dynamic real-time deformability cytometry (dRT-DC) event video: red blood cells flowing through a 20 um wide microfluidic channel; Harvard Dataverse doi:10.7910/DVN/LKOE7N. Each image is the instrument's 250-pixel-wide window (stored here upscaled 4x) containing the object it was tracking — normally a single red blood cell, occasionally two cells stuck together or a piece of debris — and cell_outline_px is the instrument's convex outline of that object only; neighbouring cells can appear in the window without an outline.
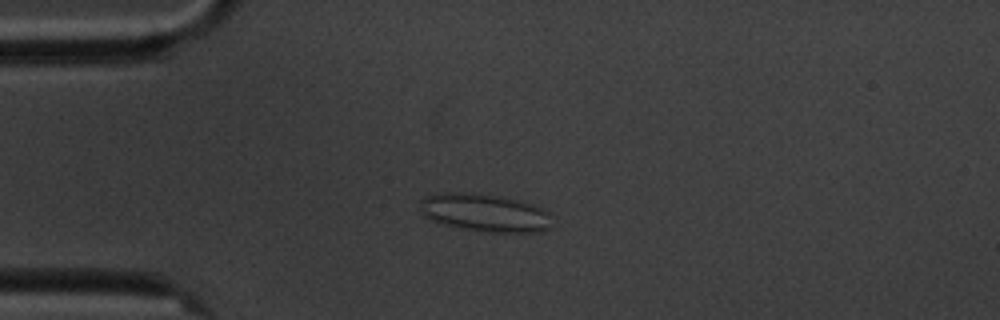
{"species": "common noctule bat (a hibernating species)", "species_latin": "Nyctalus noctula", "temperature_condition": "cold", "stored_images_in_passage": 7, "camera_frame_rate_fps": 3000, "um_per_image_px": 0.085, "animal": {"sex": "male", "body_mass_g": 20.1, "forearm_length_mm": 53.5}, "frame": {"image": 1, "passage_image": 4, "time_ms": 3.333, "image_size_px": [1000, 320], "cell_outline_px": [[548, 228], [540, 232], [492, 232], [464, 228], [444, 224], [428, 220], [424, 216], [420, 208], [420, 200], [424, 196], [436, 192], [452, 192], [500, 196], [516, 200], [540, 208], [548, 212]], "centroid_in_image_um": [41.1, 18.07], "position_along_channel_um": 43.9, "area_um2": 28.61}}
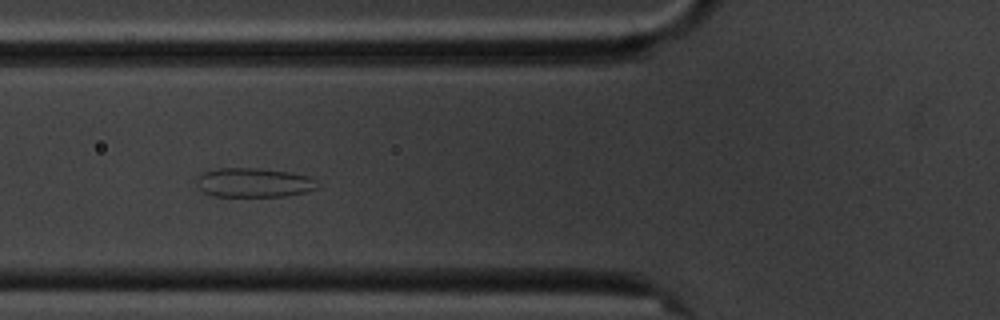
{"frame": {"image": 2, "passage_image": 6, "time_ms": 5.667, "image_size_px": [1000, 320], "cell_outline_px": [[320, 184], [316, 188], [304, 192], [284, 196], [212, 196], [204, 192], [196, 184], [196, 180], [204, 172], [220, 168], [260, 168], [288, 172], [308, 176], [316, 180]], "centroid_in_image_um": [21.58, 15.52], "position_along_channel_um": 104.2, "area_um2": 20.46}}